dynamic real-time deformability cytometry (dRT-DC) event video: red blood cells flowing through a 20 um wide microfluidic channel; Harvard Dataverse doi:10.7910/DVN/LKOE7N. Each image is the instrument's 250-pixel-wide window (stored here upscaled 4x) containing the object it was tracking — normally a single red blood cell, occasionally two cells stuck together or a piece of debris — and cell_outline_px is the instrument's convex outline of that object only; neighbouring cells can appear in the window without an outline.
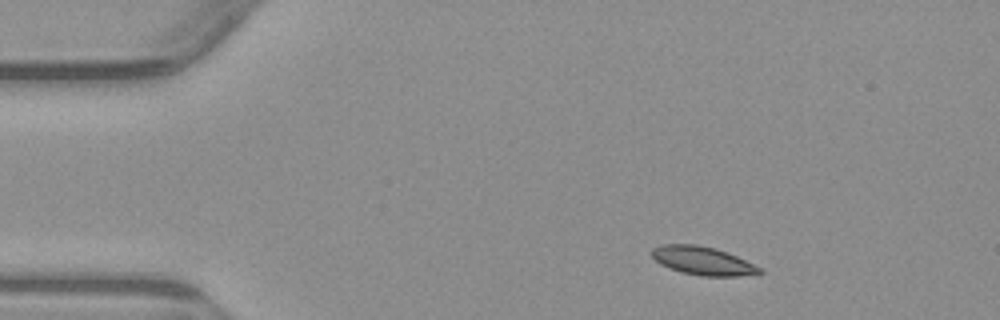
{"species": "common noctule bat (a hibernating species)", "species_latin": "Nyctalus noctula", "temperature_condition": "warm", "stored_images_in_passage": 3, "camera_frame_rate_fps": 3000, "um_per_image_px": 0.085, "animal": {"sex": "male", "body_mass_g": 23.1, "forearm_length_mm": 52.7}, "frame": {"image": 1, "passage_image": 1, "time_ms": 0.0, "image_size_px": [1000, 320], "cell_outline_px": [[764, 272], [740, 276], [700, 276], [680, 272], [668, 268], [660, 264], [652, 256], [652, 248], [664, 244], [696, 244], [716, 248], [736, 256], [760, 268]], "centroid_in_image_um": [59.69, 22.17], "position_along_channel_um": 25.3, "area_um2": 17.74}}